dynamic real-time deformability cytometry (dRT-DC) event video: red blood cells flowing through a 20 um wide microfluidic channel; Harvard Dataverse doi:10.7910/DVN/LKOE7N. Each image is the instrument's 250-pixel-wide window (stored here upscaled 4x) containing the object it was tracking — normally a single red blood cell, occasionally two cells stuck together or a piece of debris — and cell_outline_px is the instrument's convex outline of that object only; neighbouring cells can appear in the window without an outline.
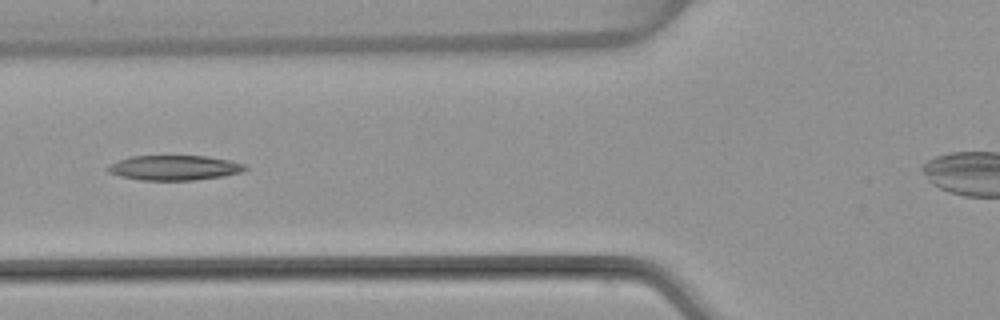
{"species": "common noctule bat (a hibernating species)", "species_latin": "Nyctalus noctula", "temperature_condition": "warm", "stored_images_in_passage": 6, "camera_frame_rate_fps": 3000, "um_per_image_px": 0.085, "animal": {"sex": "female", "body_mass_g": 22.7, "forearm_length_mm": 54.2}, "frame": {"image": 1, "passage_image": 5, "time_ms": 5.667, "image_size_px": [1000, 320], "cell_outline_px": [[248, 168], [240, 172], [224, 176], [192, 180], [140, 180], [120, 176], [108, 172], [108, 164], [132, 156], [208, 156], [248, 164]], "centroid_in_image_um": [14.84, 14.26], "position_along_channel_um": 111.0, "area_um2": 19.88}}
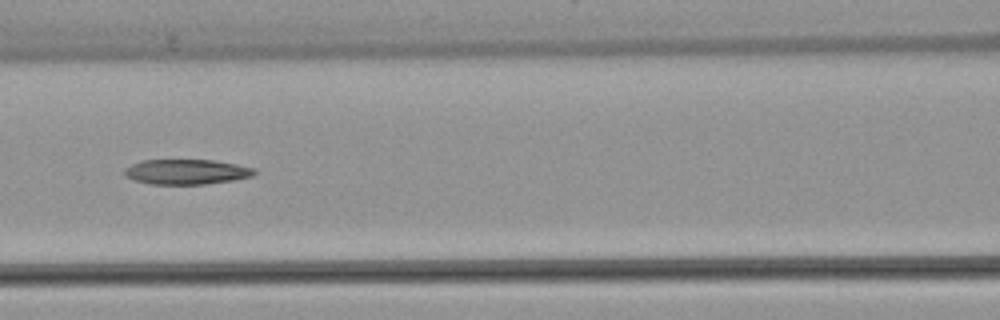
{"frame": {"image": 2, "passage_image": 6, "time_ms": 6.667, "image_size_px": [1000, 320], "cell_outline_px": [[256, 172], [252, 176], [232, 180], [204, 184], [148, 184], [124, 176], [124, 168], [132, 164], [144, 160], [212, 160], [236, 164], [256, 168]], "centroid_in_image_um": [15.84, 14.6], "position_along_channel_um": 150.8, "area_um2": 18.9}}